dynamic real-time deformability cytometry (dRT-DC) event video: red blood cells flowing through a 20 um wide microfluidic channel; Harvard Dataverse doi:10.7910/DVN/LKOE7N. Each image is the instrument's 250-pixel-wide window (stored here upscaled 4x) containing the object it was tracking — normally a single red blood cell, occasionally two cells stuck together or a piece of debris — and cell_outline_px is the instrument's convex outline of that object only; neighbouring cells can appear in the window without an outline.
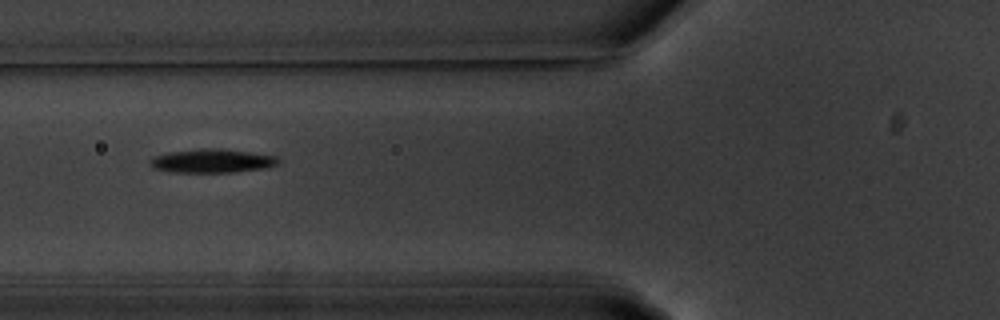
{"species": "common noctule bat (a hibernating species)", "species_latin": "Nyctalus noctula", "temperature_condition": "warm", "stored_images_in_passage": 9, "camera_frame_rate_fps": 3000, "um_per_image_px": 0.085, "animal": {"sex": "male", "body_mass_g": 20.1, "forearm_length_mm": 53.5}, "frame": {"image": 1, "passage_image": 6, "time_ms": 7.667, "image_size_px": [1000, 320], "cell_outline_px": [[280, 160], [276, 164], [264, 168], [236, 172], [168, 172], [152, 168], [148, 164], [148, 160], [152, 156], [168, 152], [200, 148], [220, 148], [276, 156]], "centroid_in_image_um": [17.92, 13.67], "position_along_channel_um": 107.9, "area_um2": 17.92}}
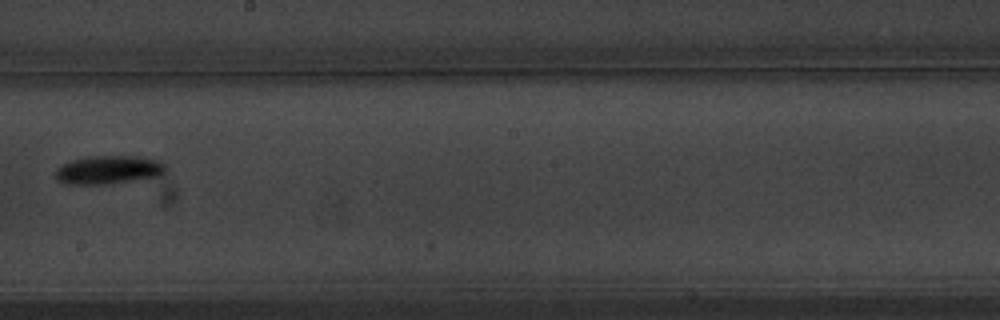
{"frame": {"image": 2, "passage_image": 9, "time_ms": 11.333, "image_size_px": [1000, 320], "cell_outline_px": [[168, 168], [160, 176], [112, 184], [68, 184], [56, 180], [56, 168], [60, 164], [72, 160], [88, 156], [136, 156], [164, 160]], "centroid_in_image_um": [9.28, 14.43], "position_along_channel_um": 238.9, "area_um2": 18.73}}